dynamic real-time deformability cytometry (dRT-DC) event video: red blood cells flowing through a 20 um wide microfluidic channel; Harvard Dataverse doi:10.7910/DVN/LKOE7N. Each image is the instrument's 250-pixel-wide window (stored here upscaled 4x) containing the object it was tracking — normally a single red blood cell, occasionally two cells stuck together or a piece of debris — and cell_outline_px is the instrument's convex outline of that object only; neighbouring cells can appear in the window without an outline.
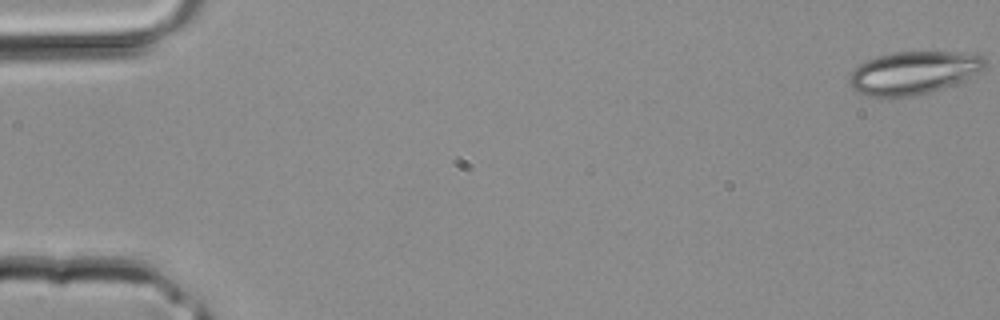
{"species": "common noctule bat (a hibernating species)", "species_latin": "Nyctalus noctula", "temperature_condition": "room temperature", "stored_images_in_passage": 4, "camera_frame_rate_fps": 3000, "um_per_image_px": 0.085, "animal": {"sex": "male", "body_mass_g": 20.4}, "frame": {"image": 1, "passage_image": 1, "time_ms": 0.0, "image_size_px": [1000, 320], "cell_outline_px": [[984, 68], [980, 72], [964, 80], [928, 92], [912, 96], [868, 96], [856, 92], [848, 84], [848, 76], [860, 64], [876, 56], [896, 52], [964, 52], [984, 56]], "centroid_in_image_um": [77.62, 6.18], "position_along_channel_um": 7.4, "area_um2": 33.64}}